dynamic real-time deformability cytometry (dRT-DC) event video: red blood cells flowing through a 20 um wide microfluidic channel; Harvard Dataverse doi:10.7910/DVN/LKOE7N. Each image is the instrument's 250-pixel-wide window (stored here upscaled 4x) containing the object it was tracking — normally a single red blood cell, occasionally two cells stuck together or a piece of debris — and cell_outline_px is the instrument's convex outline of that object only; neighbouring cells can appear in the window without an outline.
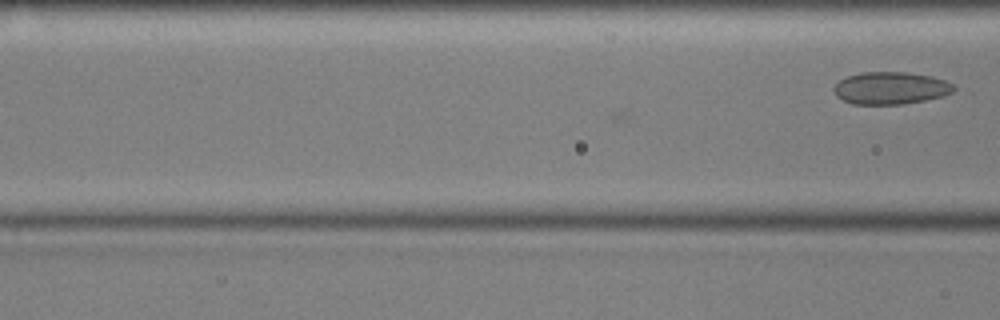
{"species": "common noctule bat (a hibernating species)", "species_latin": "Nyctalus noctula", "temperature_condition": "cold", "stored_images_in_passage": 10, "camera_frame_rate_fps": 3000, "um_per_image_px": 0.085, "animal": {"sex": "male", "body_mass_g": 17.9, "forearm_length_mm": 54.2}, "frame": {"image": 1, "passage_image": 10, "time_ms": 3.0, "image_size_px": [1000, 320], "cell_outline_px": [[956, 88], [952, 92], [940, 96], [924, 100], [904, 104], [852, 104], [836, 96], [832, 88], [840, 80], [848, 76], [860, 72], [908, 72], [932, 76], [944, 80], [952, 84]], "centroid_in_image_um": [75.68, 7.48], "position_along_channel_um": 90.9, "area_um2": 22.54}}